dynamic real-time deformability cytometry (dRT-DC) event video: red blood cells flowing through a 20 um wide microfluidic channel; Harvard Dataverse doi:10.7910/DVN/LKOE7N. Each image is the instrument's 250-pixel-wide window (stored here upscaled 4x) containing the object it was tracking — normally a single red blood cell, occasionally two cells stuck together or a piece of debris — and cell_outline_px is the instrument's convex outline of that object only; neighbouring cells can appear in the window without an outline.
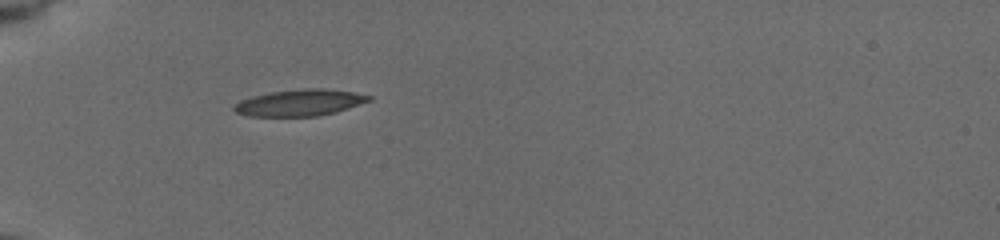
{"species": "common noctule bat (a hibernating species)", "species_latin": "Nyctalus noctula", "temperature_condition": "cold", "stored_images_in_passage": 38, "camera_frame_rate_fps": 3000, "um_per_image_px": 0.085, "animal": {"sex": "female", "body_mass_g": 19.5, "forearm_length_mm": 54.1}, "frame": {"image": 1, "passage_image": 1, "time_ms": 0.0, "image_size_px": [1000, 240], "cell_outline_px": [[372, 100], [336, 112], [320, 116], [248, 116], [236, 112], [232, 108], [232, 104], [240, 100], [252, 96], [268, 92], [304, 88], [324, 88], [352, 92], [372, 96]], "centroid_in_image_um": [25.45, 8.72], "position_along_channel_um": 59.6, "area_um2": 20.98}}
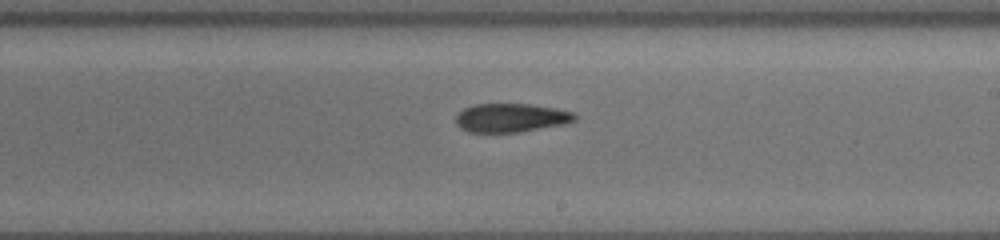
{"frame": {"image": 2, "passage_image": 17, "time_ms": 5.333, "image_size_px": [1000, 240], "cell_outline_px": [[580, 116], [576, 120], [564, 124], [520, 132], [468, 132], [460, 128], [456, 124], [456, 116], [464, 108], [472, 104], [532, 104], [556, 108], [576, 112]], "centroid_in_image_um": [43.48, 10.0], "position_along_channel_um": 245.5, "area_um2": 20.17}}
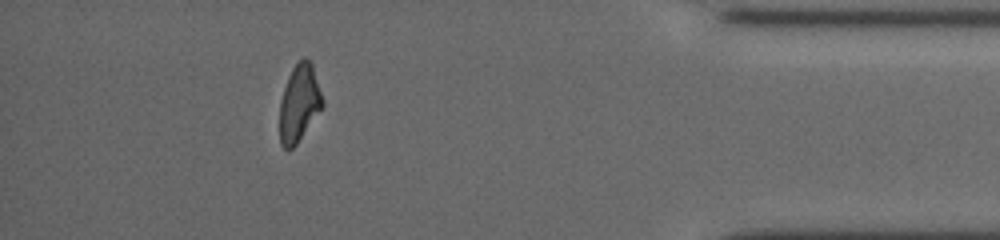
{"frame": {"image": 3, "passage_image": 33, "time_ms": 10.667, "image_size_px": [1000, 240], "cell_outline_px": [[324, 104], [296, 144], [288, 152], [280, 144], [280, 100], [288, 76], [292, 68], [304, 56], [312, 64], [324, 100]], "centroid_in_image_um": [25.42, 8.77], "position_along_channel_um": 409.8, "area_um2": 19.07}, "authors_computed_cell_mechanics": {"area_um2": 20.1144, "velocity_mm_per_s": 3.7647, "shape_relaxation_time_tau1_ms": null, "shape_relaxation_time_tau2_ms": 9.6392, "deformation_change_tau1": null, "deformation_change_tau2": 0.2065}}